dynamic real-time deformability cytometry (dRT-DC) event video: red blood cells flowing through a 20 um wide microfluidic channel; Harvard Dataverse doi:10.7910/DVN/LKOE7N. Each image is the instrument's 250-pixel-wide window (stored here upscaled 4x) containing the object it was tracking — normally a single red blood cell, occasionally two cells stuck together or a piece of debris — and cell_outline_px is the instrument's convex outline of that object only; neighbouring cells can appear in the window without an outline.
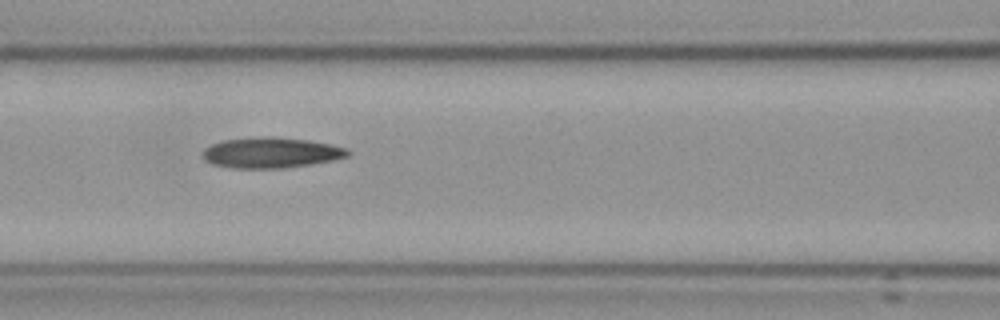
{"species": "Egyptian fruit bat (a non-hibernating species)", "species_latin": "Rousettus aegyptiacus", "temperature_condition": "cold", "stored_images_in_passage": 12, "camera_frame_rate_fps": 3000, "um_per_image_px": 0.085, "frame": {"image": 1, "passage_image": 3, "time_ms": 2.333, "image_size_px": [1000, 320], "cell_outline_px": [[352, 152], [348, 156], [332, 160], [308, 164], [280, 168], [236, 168], [212, 164], [204, 160], [204, 148], [212, 144], [224, 140], [260, 136], [272, 136], [308, 140], [348, 148]], "centroid_in_image_um": [23.04, 12.97], "position_along_channel_um": 143.6, "area_um2": 25.66}}
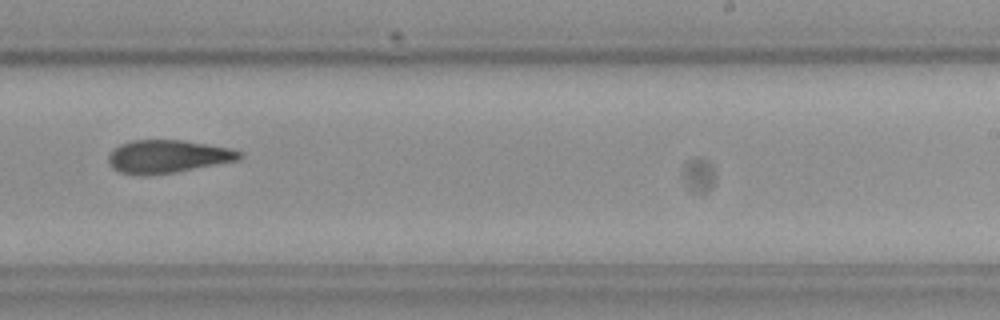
{"frame": {"image": 2, "passage_image": 6, "time_ms": 6.0, "image_size_px": [1000, 320], "cell_outline_px": [[244, 156], [240, 160], [176, 172], [144, 176], [140, 176], [120, 172], [112, 168], [108, 160], [108, 156], [112, 148], [120, 144], [132, 140], [184, 140], [208, 144], [228, 148], [244, 152]], "centroid_in_image_um": [14.26, 13.3], "position_along_channel_um": 274.7, "area_um2": 25.55}}
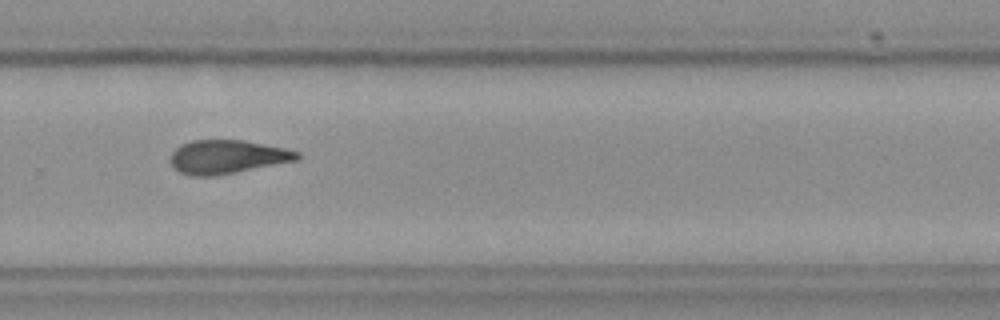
{"frame": {"image": 3, "passage_image": 7, "time_ms": 7.0, "image_size_px": [1000, 320], "cell_outline_px": [[300, 160], [236, 172], [212, 176], [192, 176], [180, 172], [172, 164], [172, 152], [180, 144], [192, 140], [244, 140], [284, 148], [300, 152]], "centroid_in_image_um": [19.35, 13.33], "position_along_channel_um": 310.4, "area_um2": 24.74}}